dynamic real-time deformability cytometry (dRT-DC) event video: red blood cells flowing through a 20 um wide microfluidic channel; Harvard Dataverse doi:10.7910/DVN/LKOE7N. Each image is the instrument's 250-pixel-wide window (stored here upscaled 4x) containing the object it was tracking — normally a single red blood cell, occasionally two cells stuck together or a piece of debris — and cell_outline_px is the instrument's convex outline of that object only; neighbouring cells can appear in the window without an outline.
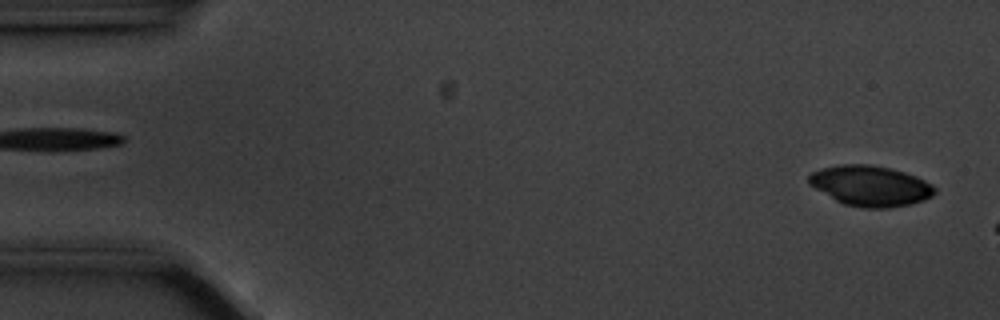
{"species": "common noctule bat (a hibernating species)", "species_latin": "Nyctalus noctula", "temperature_condition": "cold", "stored_images_in_passage": 8, "camera_frame_rate_fps": 3000, "um_per_image_px": 0.085, "animal": {"sex": "male", "body_mass_g": 20.1, "forearm_length_mm": 53.5}, "frame": {"image": 1, "passage_image": 2, "time_ms": 0.333, "image_size_px": [1000, 320], "cell_outline_px": [[936, 192], [932, 196], [924, 200], [912, 204], [888, 208], [864, 208], [844, 204], [836, 200], [808, 184], [808, 176], [812, 172], [820, 168], [836, 164], [868, 164], [892, 168], [916, 176], [932, 184], [936, 188]], "centroid_in_image_um": [73.99, 15.79], "position_along_channel_um": 11.0, "area_um2": 29.88}}